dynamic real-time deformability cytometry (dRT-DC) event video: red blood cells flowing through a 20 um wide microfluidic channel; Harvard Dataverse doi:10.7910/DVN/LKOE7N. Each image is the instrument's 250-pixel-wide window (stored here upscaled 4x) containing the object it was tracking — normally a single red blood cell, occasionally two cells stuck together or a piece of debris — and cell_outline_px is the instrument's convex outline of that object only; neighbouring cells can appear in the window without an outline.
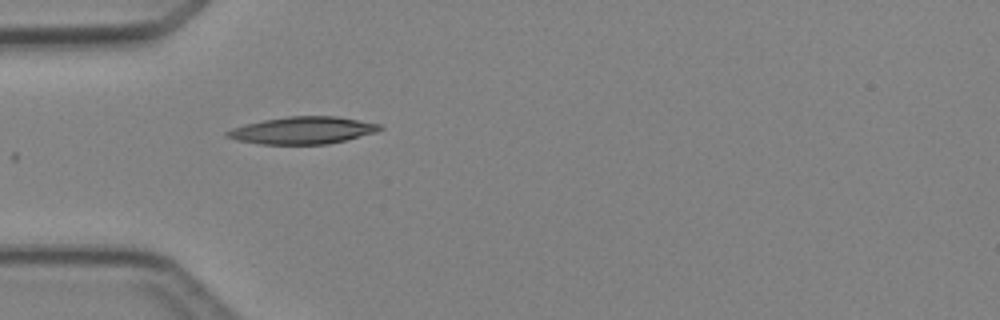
{"species": "Egyptian fruit bat (a non-hibernating species)", "species_latin": "Rousettus aegyptiacus", "temperature_condition": "cold", "stored_images_in_passage": 4, "camera_frame_rate_fps": 3000, "um_per_image_px": 0.085, "animal": {"sex": "female"}, "frame": {"image": 1, "passage_image": 4, "time_ms": 4.333, "image_size_px": [1000, 320], "cell_outline_px": [[384, 128], [376, 132], [328, 144], [260, 144], [236, 140], [224, 136], [224, 132], [232, 128], [244, 124], [264, 120], [288, 116], [336, 116], [380, 124]], "centroid_in_image_um": [25.68, 11.08], "position_along_channel_um": 59.3, "area_um2": 24.16}}